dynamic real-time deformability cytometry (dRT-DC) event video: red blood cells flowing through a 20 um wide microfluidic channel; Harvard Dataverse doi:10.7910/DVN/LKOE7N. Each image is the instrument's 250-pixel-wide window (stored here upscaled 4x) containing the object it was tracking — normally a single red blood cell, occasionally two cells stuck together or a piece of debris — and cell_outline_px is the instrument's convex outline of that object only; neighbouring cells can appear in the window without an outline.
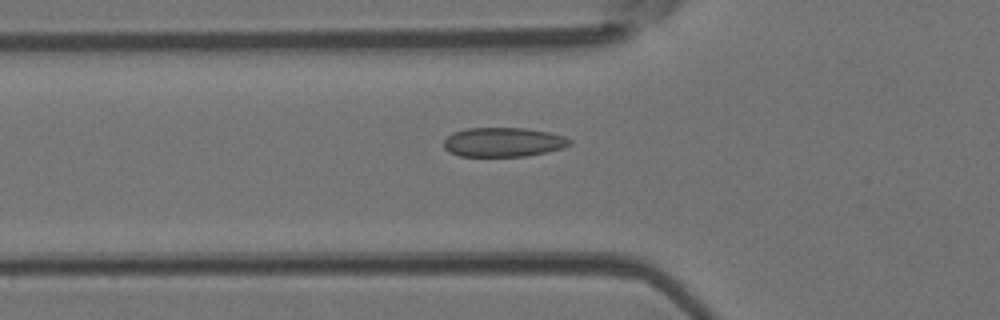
{"species": "Egyptian fruit bat (a non-hibernating species)", "species_latin": "Rousettus aegyptiacus", "temperature_condition": "room temperature", "stored_images_in_passage": 39, "camera_frame_rate_fps": 3000, "um_per_image_px": 0.085, "animal": {"sex": "female"}, "frame": {"image": 1, "passage_image": 9, "time_ms": 2.667, "image_size_px": [1000, 320], "cell_outline_px": [[572, 144], [560, 148], [544, 152], [524, 156], [460, 156], [448, 152], [444, 148], [444, 140], [452, 132], [468, 128], [524, 128], [548, 132], [564, 136], [572, 140]], "centroid_in_image_um": [42.74, 12.08], "position_along_channel_um": 83.1, "area_um2": 21.39}}
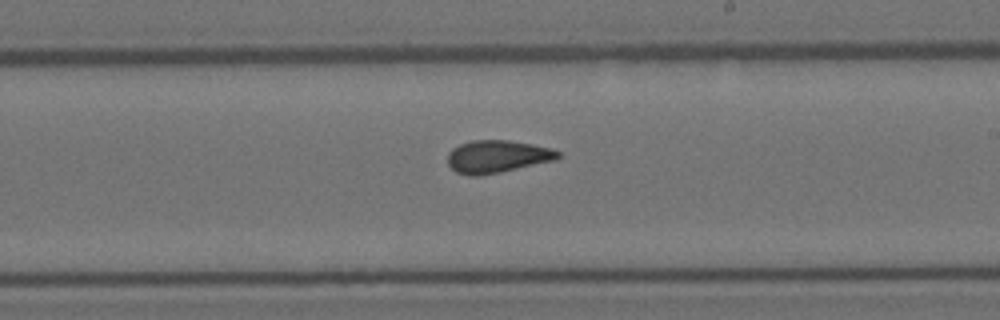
{"frame": {"image": 2, "passage_image": 21, "time_ms": 6.667, "image_size_px": [1000, 320], "cell_outline_px": [[560, 156], [556, 160], [500, 172], [476, 176], [468, 176], [456, 172], [448, 164], [448, 152], [452, 148], [460, 144], [472, 140], [508, 140], [532, 144], [552, 148], [560, 152]], "centroid_in_image_um": [42.26, 13.3], "position_along_channel_um": 246.7, "area_um2": 20.98}}
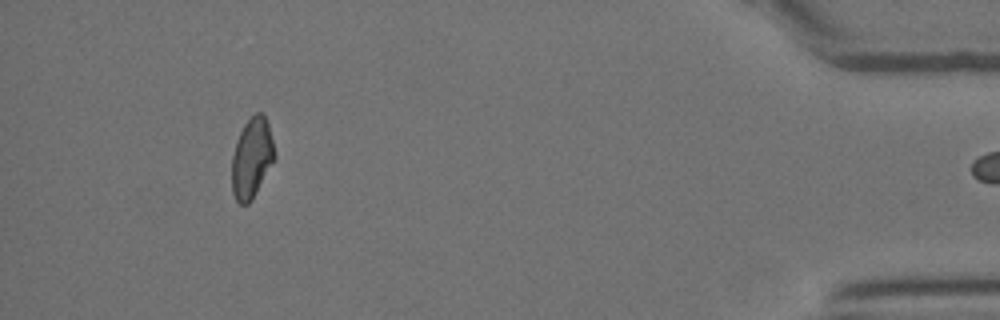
{"frame": {"image": 3, "passage_image": 38, "time_ms": 12.333, "image_size_px": [1000, 320], "cell_outline_px": [[276, 156], [252, 200], [248, 204], [240, 204], [236, 200], [232, 192], [232, 156], [236, 140], [244, 124], [256, 112], [264, 112], [268, 124]], "centroid_in_image_um": [21.39, 13.42], "position_along_channel_um": 413.8, "area_um2": 19.88}}